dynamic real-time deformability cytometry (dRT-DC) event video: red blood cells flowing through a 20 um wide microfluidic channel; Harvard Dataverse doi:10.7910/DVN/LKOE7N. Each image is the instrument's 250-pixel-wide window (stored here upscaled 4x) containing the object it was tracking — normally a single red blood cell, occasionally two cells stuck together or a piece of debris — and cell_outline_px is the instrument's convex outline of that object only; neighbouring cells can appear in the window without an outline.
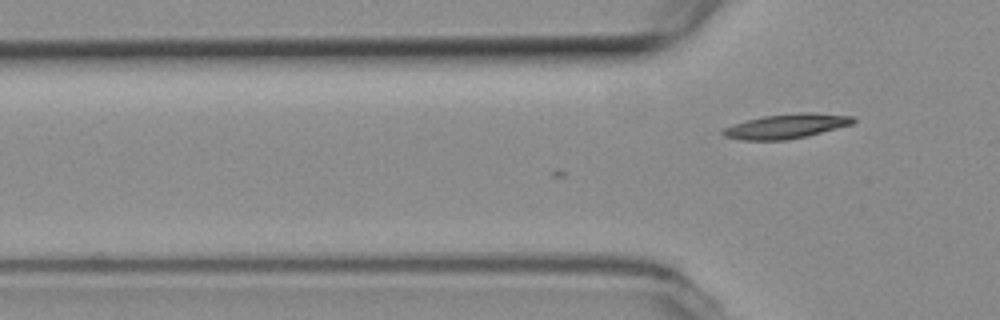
{"species": "common noctule bat (a hibernating species)", "species_latin": "Nyctalus noctula", "temperature_condition": "room temperature", "stored_images_in_passage": 7, "camera_frame_rate_fps": 3000, "um_per_image_px": 0.085, "animal": {"sex": "female", "body_mass_g": 19.3, "forearm_length_mm": 54.1}, "frame": {"image": 1, "passage_image": 7, "time_ms": 2.0, "image_size_px": [1000, 320], "cell_outline_px": [[856, 120], [852, 124], [788, 140], [740, 140], [724, 136], [720, 132], [724, 128], [732, 124], [764, 116], [800, 112], [812, 112], [856, 116]], "centroid_in_image_um": [66.83, 10.72], "position_along_channel_um": 59.0, "area_um2": 18.55}}